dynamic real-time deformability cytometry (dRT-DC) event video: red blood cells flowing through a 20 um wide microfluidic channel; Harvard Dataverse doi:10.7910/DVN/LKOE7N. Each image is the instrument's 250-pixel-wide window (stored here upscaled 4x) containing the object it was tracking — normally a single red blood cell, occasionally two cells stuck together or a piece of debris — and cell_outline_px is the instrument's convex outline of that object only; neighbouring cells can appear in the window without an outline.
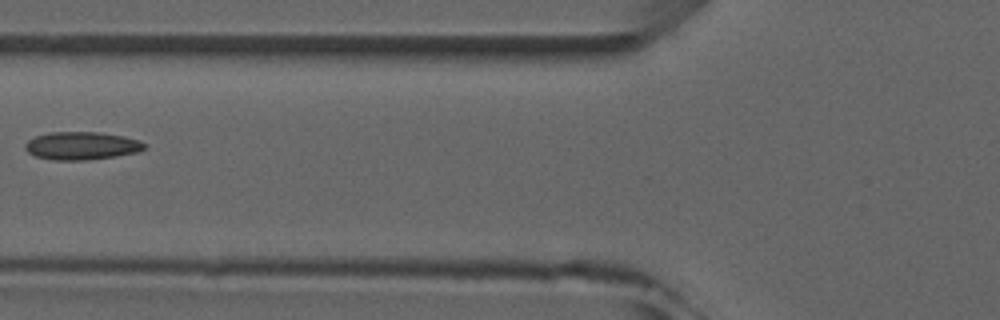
{"species": "common noctule bat (a hibernating species)", "species_latin": "Nyctalus noctula", "temperature_condition": "room temperature", "stored_images_in_passage": 6, "camera_frame_rate_fps": 3000, "um_per_image_px": 0.085, "animal": {"sex": "male", "forearm_length_mm": 52.5}, "frame": {"image": 1, "passage_image": 6, "time_ms": 5.667, "image_size_px": [1000, 320], "cell_outline_px": [[148, 144], [140, 152], [116, 156], [88, 160], [52, 160], [36, 156], [28, 152], [24, 148], [24, 144], [28, 140], [36, 136], [52, 132], [100, 132], [124, 136], [140, 140]], "centroid_in_image_um": [6.97, 12.39], "position_along_channel_um": 118.8, "area_um2": 19.59}}